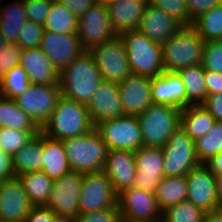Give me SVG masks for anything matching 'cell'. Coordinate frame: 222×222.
Returning a JSON list of instances; mask_svg holds the SVG:
<instances>
[{
    "label": "cell",
    "mask_w": 222,
    "mask_h": 222,
    "mask_svg": "<svg viewBox=\"0 0 222 222\" xmlns=\"http://www.w3.org/2000/svg\"><path fill=\"white\" fill-rule=\"evenodd\" d=\"M102 81L89 51H84L59 73L61 96L87 105Z\"/></svg>",
    "instance_id": "1"
},
{
    "label": "cell",
    "mask_w": 222,
    "mask_h": 222,
    "mask_svg": "<svg viewBox=\"0 0 222 222\" xmlns=\"http://www.w3.org/2000/svg\"><path fill=\"white\" fill-rule=\"evenodd\" d=\"M94 129L87 107L61 96L41 132L53 139L63 140L88 134Z\"/></svg>",
    "instance_id": "2"
},
{
    "label": "cell",
    "mask_w": 222,
    "mask_h": 222,
    "mask_svg": "<svg viewBox=\"0 0 222 222\" xmlns=\"http://www.w3.org/2000/svg\"><path fill=\"white\" fill-rule=\"evenodd\" d=\"M119 37L133 74L155 78L164 72L161 43L148 39L139 30L123 32Z\"/></svg>",
    "instance_id": "3"
},
{
    "label": "cell",
    "mask_w": 222,
    "mask_h": 222,
    "mask_svg": "<svg viewBox=\"0 0 222 222\" xmlns=\"http://www.w3.org/2000/svg\"><path fill=\"white\" fill-rule=\"evenodd\" d=\"M204 42L192 26H182L161 44L164 71L178 72L184 67L202 64Z\"/></svg>",
    "instance_id": "4"
},
{
    "label": "cell",
    "mask_w": 222,
    "mask_h": 222,
    "mask_svg": "<svg viewBox=\"0 0 222 222\" xmlns=\"http://www.w3.org/2000/svg\"><path fill=\"white\" fill-rule=\"evenodd\" d=\"M72 171L91 173L102 171L107 157V146L94 129L88 134L62 140Z\"/></svg>",
    "instance_id": "5"
},
{
    "label": "cell",
    "mask_w": 222,
    "mask_h": 222,
    "mask_svg": "<svg viewBox=\"0 0 222 222\" xmlns=\"http://www.w3.org/2000/svg\"><path fill=\"white\" fill-rule=\"evenodd\" d=\"M180 114L176 107L153 103L138 115L143 146L162 148L180 127Z\"/></svg>",
    "instance_id": "6"
},
{
    "label": "cell",
    "mask_w": 222,
    "mask_h": 222,
    "mask_svg": "<svg viewBox=\"0 0 222 222\" xmlns=\"http://www.w3.org/2000/svg\"><path fill=\"white\" fill-rule=\"evenodd\" d=\"M108 150H128L135 152L143 146L142 132L137 116L105 120L95 126Z\"/></svg>",
    "instance_id": "7"
},
{
    "label": "cell",
    "mask_w": 222,
    "mask_h": 222,
    "mask_svg": "<svg viewBox=\"0 0 222 222\" xmlns=\"http://www.w3.org/2000/svg\"><path fill=\"white\" fill-rule=\"evenodd\" d=\"M164 176L186 175L200 165L195 153V142L181 128H177L162 147Z\"/></svg>",
    "instance_id": "8"
},
{
    "label": "cell",
    "mask_w": 222,
    "mask_h": 222,
    "mask_svg": "<svg viewBox=\"0 0 222 222\" xmlns=\"http://www.w3.org/2000/svg\"><path fill=\"white\" fill-rule=\"evenodd\" d=\"M102 80L120 83L132 71L123 41L119 36L89 50Z\"/></svg>",
    "instance_id": "9"
},
{
    "label": "cell",
    "mask_w": 222,
    "mask_h": 222,
    "mask_svg": "<svg viewBox=\"0 0 222 222\" xmlns=\"http://www.w3.org/2000/svg\"><path fill=\"white\" fill-rule=\"evenodd\" d=\"M61 97L59 85L30 84L14 101L40 128L49 120Z\"/></svg>",
    "instance_id": "10"
},
{
    "label": "cell",
    "mask_w": 222,
    "mask_h": 222,
    "mask_svg": "<svg viewBox=\"0 0 222 222\" xmlns=\"http://www.w3.org/2000/svg\"><path fill=\"white\" fill-rule=\"evenodd\" d=\"M77 36L85 51L118 36L112 27L105 3H96L78 18Z\"/></svg>",
    "instance_id": "11"
},
{
    "label": "cell",
    "mask_w": 222,
    "mask_h": 222,
    "mask_svg": "<svg viewBox=\"0 0 222 222\" xmlns=\"http://www.w3.org/2000/svg\"><path fill=\"white\" fill-rule=\"evenodd\" d=\"M84 174L70 171L53 181L48 201L44 205L55 215L77 218Z\"/></svg>",
    "instance_id": "12"
},
{
    "label": "cell",
    "mask_w": 222,
    "mask_h": 222,
    "mask_svg": "<svg viewBox=\"0 0 222 222\" xmlns=\"http://www.w3.org/2000/svg\"><path fill=\"white\" fill-rule=\"evenodd\" d=\"M117 205V193L107 174L102 170L84 173L79 214L113 208Z\"/></svg>",
    "instance_id": "13"
},
{
    "label": "cell",
    "mask_w": 222,
    "mask_h": 222,
    "mask_svg": "<svg viewBox=\"0 0 222 222\" xmlns=\"http://www.w3.org/2000/svg\"><path fill=\"white\" fill-rule=\"evenodd\" d=\"M117 205L121 218L140 222H162V211L159 209L155 193L126 188L117 194Z\"/></svg>",
    "instance_id": "14"
},
{
    "label": "cell",
    "mask_w": 222,
    "mask_h": 222,
    "mask_svg": "<svg viewBox=\"0 0 222 222\" xmlns=\"http://www.w3.org/2000/svg\"><path fill=\"white\" fill-rule=\"evenodd\" d=\"M187 198L204 212L220 208L216 193V175L204 164L191 169L186 175Z\"/></svg>",
    "instance_id": "15"
},
{
    "label": "cell",
    "mask_w": 222,
    "mask_h": 222,
    "mask_svg": "<svg viewBox=\"0 0 222 222\" xmlns=\"http://www.w3.org/2000/svg\"><path fill=\"white\" fill-rule=\"evenodd\" d=\"M134 155L137 171L133 187L155 193L157 185L164 177L163 149L142 146Z\"/></svg>",
    "instance_id": "16"
},
{
    "label": "cell",
    "mask_w": 222,
    "mask_h": 222,
    "mask_svg": "<svg viewBox=\"0 0 222 222\" xmlns=\"http://www.w3.org/2000/svg\"><path fill=\"white\" fill-rule=\"evenodd\" d=\"M40 48L59 73L85 51L77 34H57L46 30Z\"/></svg>",
    "instance_id": "17"
},
{
    "label": "cell",
    "mask_w": 222,
    "mask_h": 222,
    "mask_svg": "<svg viewBox=\"0 0 222 222\" xmlns=\"http://www.w3.org/2000/svg\"><path fill=\"white\" fill-rule=\"evenodd\" d=\"M151 82L152 78L132 73L118 83L124 115L138 116L153 104Z\"/></svg>",
    "instance_id": "18"
},
{
    "label": "cell",
    "mask_w": 222,
    "mask_h": 222,
    "mask_svg": "<svg viewBox=\"0 0 222 222\" xmlns=\"http://www.w3.org/2000/svg\"><path fill=\"white\" fill-rule=\"evenodd\" d=\"M93 124L124 116L118 83L102 80L86 105Z\"/></svg>",
    "instance_id": "19"
},
{
    "label": "cell",
    "mask_w": 222,
    "mask_h": 222,
    "mask_svg": "<svg viewBox=\"0 0 222 222\" xmlns=\"http://www.w3.org/2000/svg\"><path fill=\"white\" fill-rule=\"evenodd\" d=\"M33 208L19 178L4 180L0 187V221L24 222Z\"/></svg>",
    "instance_id": "20"
},
{
    "label": "cell",
    "mask_w": 222,
    "mask_h": 222,
    "mask_svg": "<svg viewBox=\"0 0 222 222\" xmlns=\"http://www.w3.org/2000/svg\"><path fill=\"white\" fill-rule=\"evenodd\" d=\"M103 171L109 177L117 194L126 188L133 187L137 171L134 152L108 150Z\"/></svg>",
    "instance_id": "21"
},
{
    "label": "cell",
    "mask_w": 222,
    "mask_h": 222,
    "mask_svg": "<svg viewBox=\"0 0 222 222\" xmlns=\"http://www.w3.org/2000/svg\"><path fill=\"white\" fill-rule=\"evenodd\" d=\"M19 65L32 84L59 85V71L40 47L22 49Z\"/></svg>",
    "instance_id": "22"
},
{
    "label": "cell",
    "mask_w": 222,
    "mask_h": 222,
    "mask_svg": "<svg viewBox=\"0 0 222 222\" xmlns=\"http://www.w3.org/2000/svg\"><path fill=\"white\" fill-rule=\"evenodd\" d=\"M182 26L174 17L148 2L138 30L148 39L162 44Z\"/></svg>",
    "instance_id": "23"
},
{
    "label": "cell",
    "mask_w": 222,
    "mask_h": 222,
    "mask_svg": "<svg viewBox=\"0 0 222 222\" xmlns=\"http://www.w3.org/2000/svg\"><path fill=\"white\" fill-rule=\"evenodd\" d=\"M148 0H108L105 2L112 27L121 33L138 30Z\"/></svg>",
    "instance_id": "24"
},
{
    "label": "cell",
    "mask_w": 222,
    "mask_h": 222,
    "mask_svg": "<svg viewBox=\"0 0 222 222\" xmlns=\"http://www.w3.org/2000/svg\"><path fill=\"white\" fill-rule=\"evenodd\" d=\"M151 92L155 104L173 106L180 110L186 107V90L176 72L164 71L152 78Z\"/></svg>",
    "instance_id": "25"
},
{
    "label": "cell",
    "mask_w": 222,
    "mask_h": 222,
    "mask_svg": "<svg viewBox=\"0 0 222 222\" xmlns=\"http://www.w3.org/2000/svg\"><path fill=\"white\" fill-rule=\"evenodd\" d=\"M42 155V171L51 180H57L71 171L62 140L53 139L43 133Z\"/></svg>",
    "instance_id": "26"
},
{
    "label": "cell",
    "mask_w": 222,
    "mask_h": 222,
    "mask_svg": "<svg viewBox=\"0 0 222 222\" xmlns=\"http://www.w3.org/2000/svg\"><path fill=\"white\" fill-rule=\"evenodd\" d=\"M215 122L202 105H190L181 110L180 127L194 142L206 135Z\"/></svg>",
    "instance_id": "27"
},
{
    "label": "cell",
    "mask_w": 222,
    "mask_h": 222,
    "mask_svg": "<svg viewBox=\"0 0 222 222\" xmlns=\"http://www.w3.org/2000/svg\"><path fill=\"white\" fill-rule=\"evenodd\" d=\"M43 133L40 131L13 155L16 176L22 173L42 171Z\"/></svg>",
    "instance_id": "28"
},
{
    "label": "cell",
    "mask_w": 222,
    "mask_h": 222,
    "mask_svg": "<svg viewBox=\"0 0 222 222\" xmlns=\"http://www.w3.org/2000/svg\"><path fill=\"white\" fill-rule=\"evenodd\" d=\"M176 73L180 76L186 90V107L202 105L208 96L202 64L184 67Z\"/></svg>",
    "instance_id": "29"
},
{
    "label": "cell",
    "mask_w": 222,
    "mask_h": 222,
    "mask_svg": "<svg viewBox=\"0 0 222 222\" xmlns=\"http://www.w3.org/2000/svg\"><path fill=\"white\" fill-rule=\"evenodd\" d=\"M155 197L159 209L163 212L187 198L186 176L163 177L157 185Z\"/></svg>",
    "instance_id": "30"
},
{
    "label": "cell",
    "mask_w": 222,
    "mask_h": 222,
    "mask_svg": "<svg viewBox=\"0 0 222 222\" xmlns=\"http://www.w3.org/2000/svg\"><path fill=\"white\" fill-rule=\"evenodd\" d=\"M27 21L24 2L16 0L8 6H0V32L8 43H17L20 30Z\"/></svg>",
    "instance_id": "31"
},
{
    "label": "cell",
    "mask_w": 222,
    "mask_h": 222,
    "mask_svg": "<svg viewBox=\"0 0 222 222\" xmlns=\"http://www.w3.org/2000/svg\"><path fill=\"white\" fill-rule=\"evenodd\" d=\"M17 177L33 206H44L51 193L53 180L43 171L22 173Z\"/></svg>",
    "instance_id": "32"
},
{
    "label": "cell",
    "mask_w": 222,
    "mask_h": 222,
    "mask_svg": "<svg viewBox=\"0 0 222 222\" xmlns=\"http://www.w3.org/2000/svg\"><path fill=\"white\" fill-rule=\"evenodd\" d=\"M0 127L27 131H41V128L23 111L14 99L0 95Z\"/></svg>",
    "instance_id": "33"
},
{
    "label": "cell",
    "mask_w": 222,
    "mask_h": 222,
    "mask_svg": "<svg viewBox=\"0 0 222 222\" xmlns=\"http://www.w3.org/2000/svg\"><path fill=\"white\" fill-rule=\"evenodd\" d=\"M43 27L57 34H77L78 18L57 0H53Z\"/></svg>",
    "instance_id": "34"
},
{
    "label": "cell",
    "mask_w": 222,
    "mask_h": 222,
    "mask_svg": "<svg viewBox=\"0 0 222 222\" xmlns=\"http://www.w3.org/2000/svg\"><path fill=\"white\" fill-rule=\"evenodd\" d=\"M191 26L205 42L222 40V3L200 15Z\"/></svg>",
    "instance_id": "35"
},
{
    "label": "cell",
    "mask_w": 222,
    "mask_h": 222,
    "mask_svg": "<svg viewBox=\"0 0 222 222\" xmlns=\"http://www.w3.org/2000/svg\"><path fill=\"white\" fill-rule=\"evenodd\" d=\"M220 152H222V121H216L206 135L195 141V153L200 164H204Z\"/></svg>",
    "instance_id": "36"
},
{
    "label": "cell",
    "mask_w": 222,
    "mask_h": 222,
    "mask_svg": "<svg viewBox=\"0 0 222 222\" xmlns=\"http://www.w3.org/2000/svg\"><path fill=\"white\" fill-rule=\"evenodd\" d=\"M30 84L26 71L17 65L0 80V94L2 97L14 99L22 94Z\"/></svg>",
    "instance_id": "37"
},
{
    "label": "cell",
    "mask_w": 222,
    "mask_h": 222,
    "mask_svg": "<svg viewBox=\"0 0 222 222\" xmlns=\"http://www.w3.org/2000/svg\"><path fill=\"white\" fill-rule=\"evenodd\" d=\"M204 211L188 200L162 212V222H202Z\"/></svg>",
    "instance_id": "38"
},
{
    "label": "cell",
    "mask_w": 222,
    "mask_h": 222,
    "mask_svg": "<svg viewBox=\"0 0 222 222\" xmlns=\"http://www.w3.org/2000/svg\"><path fill=\"white\" fill-rule=\"evenodd\" d=\"M39 132L0 127V149L13 156Z\"/></svg>",
    "instance_id": "39"
},
{
    "label": "cell",
    "mask_w": 222,
    "mask_h": 222,
    "mask_svg": "<svg viewBox=\"0 0 222 222\" xmlns=\"http://www.w3.org/2000/svg\"><path fill=\"white\" fill-rule=\"evenodd\" d=\"M43 32V25L28 20L21 28L16 44L22 49L40 47Z\"/></svg>",
    "instance_id": "40"
},
{
    "label": "cell",
    "mask_w": 222,
    "mask_h": 222,
    "mask_svg": "<svg viewBox=\"0 0 222 222\" xmlns=\"http://www.w3.org/2000/svg\"><path fill=\"white\" fill-rule=\"evenodd\" d=\"M202 66L205 70L222 73V40L204 42Z\"/></svg>",
    "instance_id": "41"
},
{
    "label": "cell",
    "mask_w": 222,
    "mask_h": 222,
    "mask_svg": "<svg viewBox=\"0 0 222 222\" xmlns=\"http://www.w3.org/2000/svg\"><path fill=\"white\" fill-rule=\"evenodd\" d=\"M155 7L174 17L183 26H191L188 21L186 0H148Z\"/></svg>",
    "instance_id": "42"
},
{
    "label": "cell",
    "mask_w": 222,
    "mask_h": 222,
    "mask_svg": "<svg viewBox=\"0 0 222 222\" xmlns=\"http://www.w3.org/2000/svg\"><path fill=\"white\" fill-rule=\"evenodd\" d=\"M53 0H26L24 7L29 21L43 25Z\"/></svg>",
    "instance_id": "43"
},
{
    "label": "cell",
    "mask_w": 222,
    "mask_h": 222,
    "mask_svg": "<svg viewBox=\"0 0 222 222\" xmlns=\"http://www.w3.org/2000/svg\"><path fill=\"white\" fill-rule=\"evenodd\" d=\"M22 48L17 44L9 43L0 50V80L13 67L19 65Z\"/></svg>",
    "instance_id": "44"
},
{
    "label": "cell",
    "mask_w": 222,
    "mask_h": 222,
    "mask_svg": "<svg viewBox=\"0 0 222 222\" xmlns=\"http://www.w3.org/2000/svg\"><path fill=\"white\" fill-rule=\"evenodd\" d=\"M76 219L77 222H120L121 213L116 205L113 208L81 213Z\"/></svg>",
    "instance_id": "45"
},
{
    "label": "cell",
    "mask_w": 222,
    "mask_h": 222,
    "mask_svg": "<svg viewBox=\"0 0 222 222\" xmlns=\"http://www.w3.org/2000/svg\"><path fill=\"white\" fill-rule=\"evenodd\" d=\"M188 21L192 24L200 15L222 3V0H186Z\"/></svg>",
    "instance_id": "46"
},
{
    "label": "cell",
    "mask_w": 222,
    "mask_h": 222,
    "mask_svg": "<svg viewBox=\"0 0 222 222\" xmlns=\"http://www.w3.org/2000/svg\"><path fill=\"white\" fill-rule=\"evenodd\" d=\"M66 9H68L74 16L80 18L93 5L98 3L97 0H57Z\"/></svg>",
    "instance_id": "47"
},
{
    "label": "cell",
    "mask_w": 222,
    "mask_h": 222,
    "mask_svg": "<svg viewBox=\"0 0 222 222\" xmlns=\"http://www.w3.org/2000/svg\"><path fill=\"white\" fill-rule=\"evenodd\" d=\"M202 106L216 121H222V92L208 95Z\"/></svg>",
    "instance_id": "48"
},
{
    "label": "cell",
    "mask_w": 222,
    "mask_h": 222,
    "mask_svg": "<svg viewBox=\"0 0 222 222\" xmlns=\"http://www.w3.org/2000/svg\"><path fill=\"white\" fill-rule=\"evenodd\" d=\"M204 80L206 83L207 95L222 92V73L204 69Z\"/></svg>",
    "instance_id": "49"
},
{
    "label": "cell",
    "mask_w": 222,
    "mask_h": 222,
    "mask_svg": "<svg viewBox=\"0 0 222 222\" xmlns=\"http://www.w3.org/2000/svg\"><path fill=\"white\" fill-rule=\"evenodd\" d=\"M55 214L45 206H33L24 222H52Z\"/></svg>",
    "instance_id": "50"
},
{
    "label": "cell",
    "mask_w": 222,
    "mask_h": 222,
    "mask_svg": "<svg viewBox=\"0 0 222 222\" xmlns=\"http://www.w3.org/2000/svg\"><path fill=\"white\" fill-rule=\"evenodd\" d=\"M16 177L13 156L0 149V179L8 180Z\"/></svg>",
    "instance_id": "51"
},
{
    "label": "cell",
    "mask_w": 222,
    "mask_h": 222,
    "mask_svg": "<svg viewBox=\"0 0 222 222\" xmlns=\"http://www.w3.org/2000/svg\"><path fill=\"white\" fill-rule=\"evenodd\" d=\"M204 165L216 176L222 175V152L211 157Z\"/></svg>",
    "instance_id": "52"
},
{
    "label": "cell",
    "mask_w": 222,
    "mask_h": 222,
    "mask_svg": "<svg viewBox=\"0 0 222 222\" xmlns=\"http://www.w3.org/2000/svg\"><path fill=\"white\" fill-rule=\"evenodd\" d=\"M202 222H222V207L205 212Z\"/></svg>",
    "instance_id": "53"
},
{
    "label": "cell",
    "mask_w": 222,
    "mask_h": 222,
    "mask_svg": "<svg viewBox=\"0 0 222 222\" xmlns=\"http://www.w3.org/2000/svg\"><path fill=\"white\" fill-rule=\"evenodd\" d=\"M216 193L219 206L222 207V175L216 176Z\"/></svg>",
    "instance_id": "54"
},
{
    "label": "cell",
    "mask_w": 222,
    "mask_h": 222,
    "mask_svg": "<svg viewBox=\"0 0 222 222\" xmlns=\"http://www.w3.org/2000/svg\"><path fill=\"white\" fill-rule=\"evenodd\" d=\"M52 222H77V219L68 216L55 215Z\"/></svg>",
    "instance_id": "55"
},
{
    "label": "cell",
    "mask_w": 222,
    "mask_h": 222,
    "mask_svg": "<svg viewBox=\"0 0 222 222\" xmlns=\"http://www.w3.org/2000/svg\"><path fill=\"white\" fill-rule=\"evenodd\" d=\"M8 41L4 38V36L2 35V33L0 32V50L3 47H6L8 45Z\"/></svg>",
    "instance_id": "56"
},
{
    "label": "cell",
    "mask_w": 222,
    "mask_h": 222,
    "mask_svg": "<svg viewBox=\"0 0 222 222\" xmlns=\"http://www.w3.org/2000/svg\"><path fill=\"white\" fill-rule=\"evenodd\" d=\"M120 222H140V221H131L125 218H121Z\"/></svg>",
    "instance_id": "57"
},
{
    "label": "cell",
    "mask_w": 222,
    "mask_h": 222,
    "mask_svg": "<svg viewBox=\"0 0 222 222\" xmlns=\"http://www.w3.org/2000/svg\"><path fill=\"white\" fill-rule=\"evenodd\" d=\"M98 2H103V3H105L106 1H108V0H97Z\"/></svg>",
    "instance_id": "58"
}]
</instances>
